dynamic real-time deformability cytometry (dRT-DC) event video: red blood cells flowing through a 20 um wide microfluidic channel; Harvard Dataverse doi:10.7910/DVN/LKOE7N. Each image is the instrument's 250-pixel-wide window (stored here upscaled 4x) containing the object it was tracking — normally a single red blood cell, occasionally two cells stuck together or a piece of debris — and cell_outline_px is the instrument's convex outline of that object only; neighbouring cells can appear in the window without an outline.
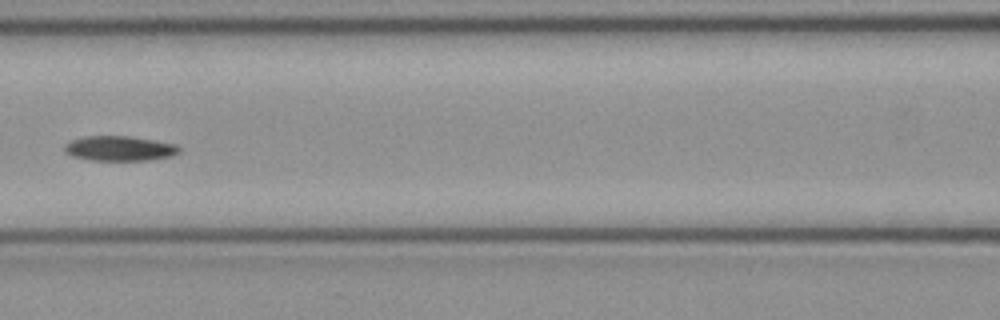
{"species": "common noctule bat (a hibernating species)", "species_latin": "Nyctalus noctula", "temperature_condition": "cold", "stored_images_in_passage": 5, "camera_frame_rate_fps": 3000, "um_per_image_px": 0.085, "animal": {"sex": "female", "body_mass_g": 21.9}, "frame": {"image": 1, "passage_image": 5, "time_ms": 1.333, "image_size_px": [1000, 320], "cell_outline_px": [[180, 152], [172, 156], [148, 160], [92, 160], [72, 156], [64, 152], [64, 144], [72, 140], [84, 136], [132, 136], [156, 140], [176, 144], [180, 148]], "centroid_in_image_um": [10.17, 12.61], "position_along_channel_um": 156.4, "area_um2": 16.76}}